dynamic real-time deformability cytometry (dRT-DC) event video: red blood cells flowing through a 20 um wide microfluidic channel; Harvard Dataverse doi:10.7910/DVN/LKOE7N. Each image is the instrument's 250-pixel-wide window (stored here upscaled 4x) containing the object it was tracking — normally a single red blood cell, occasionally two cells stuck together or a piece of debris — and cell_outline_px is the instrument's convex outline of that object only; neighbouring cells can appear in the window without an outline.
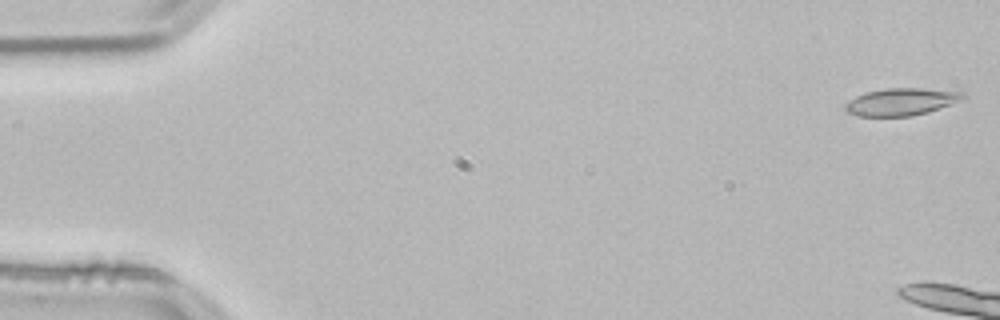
{"species": "common noctule bat (a hibernating species)", "species_latin": "Nyctalus noctula", "temperature_condition": "room temperature", "stored_images_in_passage": 7, "camera_frame_rate_fps": 3000, "um_per_image_px": 0.085, "animal": {"sex": "male", "body_mass_g": 21.5, "forearm_length_mm": 52.0}, "frame": {"image": 1, "passage_image": 1, "time_ms": 0.0, "image_size_px": [1000, 320], "cell_outline_px": [[968, 96], [964, 100], [928, 112], [912, 116], [860, 116], [848, 112], [844, 108], [844, 104], [856, 96], [864, 92], [884, 88], [924, 88], [964, 92]], "centroid_in_image_um": [76.65, 8.64], "position_along_channel_um": 8.3, "area_um2": 18.96}}